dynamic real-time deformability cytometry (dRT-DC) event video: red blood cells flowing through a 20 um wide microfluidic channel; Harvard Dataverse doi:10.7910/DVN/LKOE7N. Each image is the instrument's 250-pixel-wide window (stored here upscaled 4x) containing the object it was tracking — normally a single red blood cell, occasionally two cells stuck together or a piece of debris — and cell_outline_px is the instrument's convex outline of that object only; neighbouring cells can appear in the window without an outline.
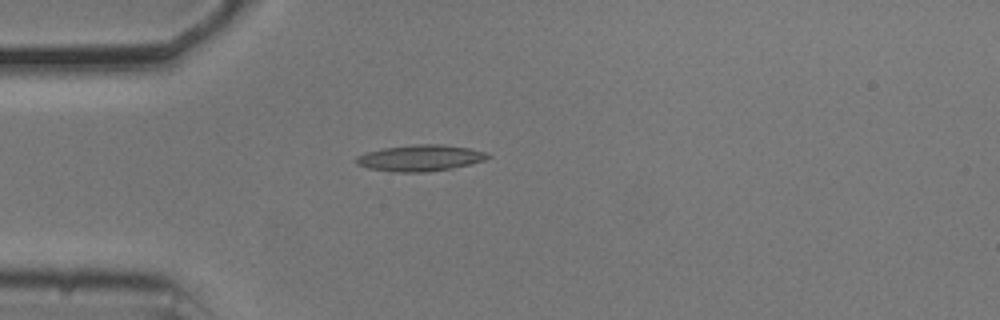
{"species": "common noctule bat (a hibernating species)", "species_latin": "Nyctalus noctula", "temperature_condition": "cold", "stored_images_in_passage": 40, "camera_frame_rate_fps": 3000, "um_per_image_px": 0.085, "animal": {"sex": "male", "body_mass_g": 20.5, "forearm_length_mm": 52.5}, "frame": {"image": 1, "passage_image": 1, "time_ms": 0.0, "image_size_px": [1000, 320], "cell_outline_px": [[492, 156], [484, 160], [452, 168], [428, 172], [392, 172], [368, 168], [356, 164], [356, 156], [368, 152], [384, 148], [412, 144], [444, 144], [468, 148], [484, 152]], "centroid_in_image_um": [35.69, 13.43], "position_along_channel_um": 49.3, "area_um2": 20.06}}
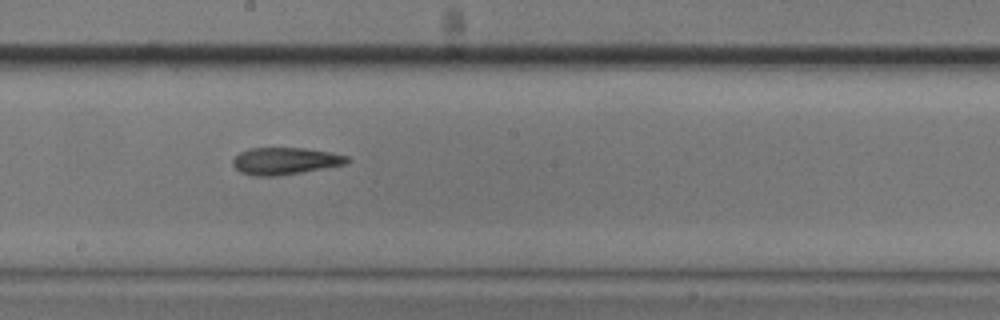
{"frame": {"image": 2, "passage_image": 16, "time_ms": 5.0, "image_size_px": [1000, 320], "cell_outline_px": [[348, 160], [344, 164], [280, 176], [252, 176], [240, 172], [232, 164], [232, 160], [240, 152], [248, 148], [304, 148], [328, 152], [348, 156]], "centroid_in_image_um": [24.16, 13.69], "position_along_channel_um": 224.0, "area_um2": 17.86}}
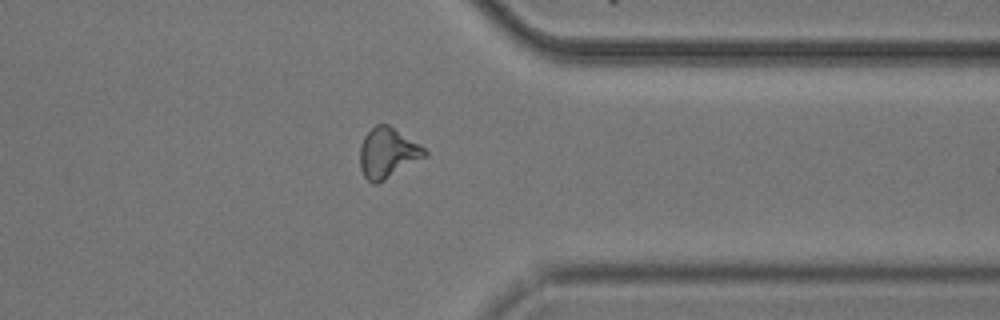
{"frame": {"image": 3, "passage_image": 29, "time_ms": 9.333, "image_size_px": [1000, 320], "cell_outline_px": [[428, 156], [384, 180], [376, 184], [372, 184], [364, 176], [360, 168], [360, 144], [364, 136], [376, 124], [388, 124], [420, 144], [428, 152]], "centroid_in_image_um": [32.96, 13.0], "position_along_channel_um": 378.4, "area_um2": 19.02}, "authors_computed_cell_mechanics": {"area_um2": 18.3226, "velocity_mm_per_s": 3.7105, "shape_relaxation_time_tau1_ms": 3.9943, "shape_relaxation_time_tau2_ms": 4.3457, "deformation_change_tau1": 0.1134, "deformation_change_tau2": 0.1344}}